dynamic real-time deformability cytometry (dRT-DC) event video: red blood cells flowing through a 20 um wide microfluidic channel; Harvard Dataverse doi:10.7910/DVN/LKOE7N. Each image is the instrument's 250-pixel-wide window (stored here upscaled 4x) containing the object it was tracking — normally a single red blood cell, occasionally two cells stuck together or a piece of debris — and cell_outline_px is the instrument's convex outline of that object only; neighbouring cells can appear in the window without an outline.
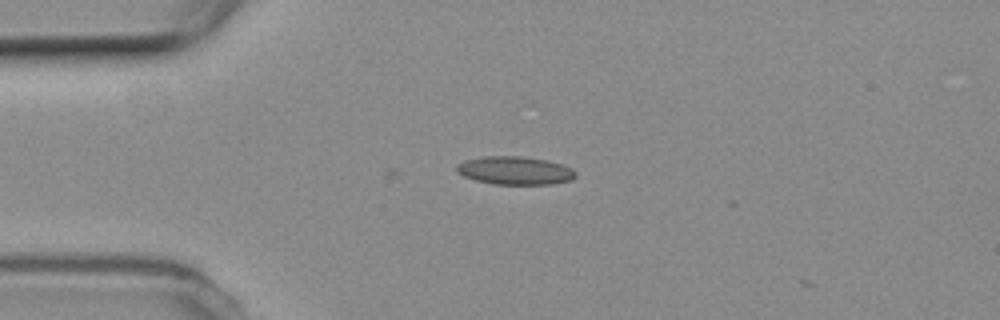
{"species": "common noctule bat (a hibernating species)", "species_latin": "Nyctalus noctula", "temperature_condition": "room temperature", "stored_images_in_passage": 5, "camera_frame_rate_fps": 3000, "um_per_image_px": 0.085, "animal": {"sex": "female", "body_mass_g": 19.3, "forearm_length_mm": 54.1}, "frame": {"image": 1, "passage_image": 4, "time_ms": 3.333, "image_size_px": [1000, 320], "cell_outline_px": [[576, 176], [572, 180], [548, 184], [492, 184], [476, 180], [464, 176], [456, 172], [456, 164], [464, 160], [484, 156], [520, 156], [544, 160], [560, 164], [572, 168], [576, 172]], "centroid_in_image_um": [43.73, 14.49], "position_along_channel_um": 41.3, "area_um2": 19.48}}